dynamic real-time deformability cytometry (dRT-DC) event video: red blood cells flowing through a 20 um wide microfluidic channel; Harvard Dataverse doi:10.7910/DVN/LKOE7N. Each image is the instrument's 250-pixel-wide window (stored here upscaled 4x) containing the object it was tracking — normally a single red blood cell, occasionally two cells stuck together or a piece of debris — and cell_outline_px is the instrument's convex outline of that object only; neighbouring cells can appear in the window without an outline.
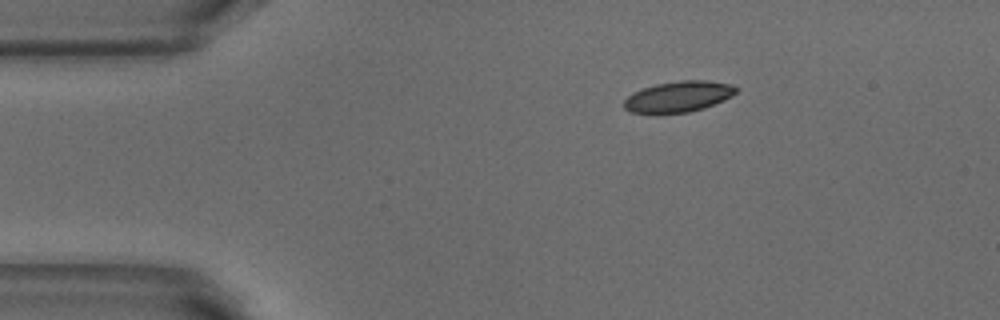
{"species": "common noctule bat (a hibernating species)", "species_latin": "Nyctalus noctula", "temperature_condition": "warm", "stored_images_in_passage": 22, "camera_frame_rate_fps": 3000, "um_per_image_px": 0.085, "animal": {"sex": "male", "body_mass_g": 18.8}, "frame": {"image": 1, "passage_image": 1, "time_ms": 0.0, "image_size_px": [1000, 320], "cell_outline_px": [[736, 92], [732, 96], [724, 100], [704, 108], [688, 112], [656, 116], [652, 116], [632, 112], [624, 108], [624, 100], [632, 92], [656, 84], [680, 80], [708, 80], [732, 84], [736, 88]], "centroid_in_image_um": [57.62, 8.25], "position_along_channel_um": 27.4, "area_um2": 20.75}}
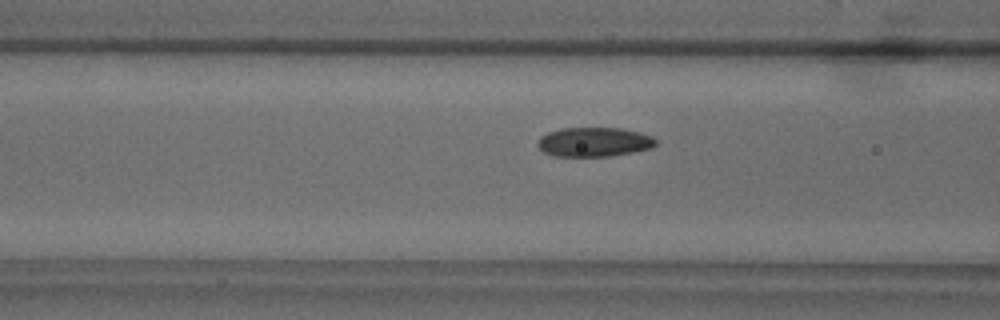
{"frame": {"image": 2, "passage_image": 12, "time_ms": 3.667, "image_size_px": [1000, 320], "cell_outline_px": [[656, 144], [652, 148], [632, 152], [608, 156], [552, 156], [544, 152], [536, 144], [540, 136], [548, 132], [560, 128], [620, 128], [640, 132], [652, 136], [656, 140]], "centroid_in_image_um": [50.48, 12.06], "position_along_channel_um": 116.1, "area_um2": 20.23}}
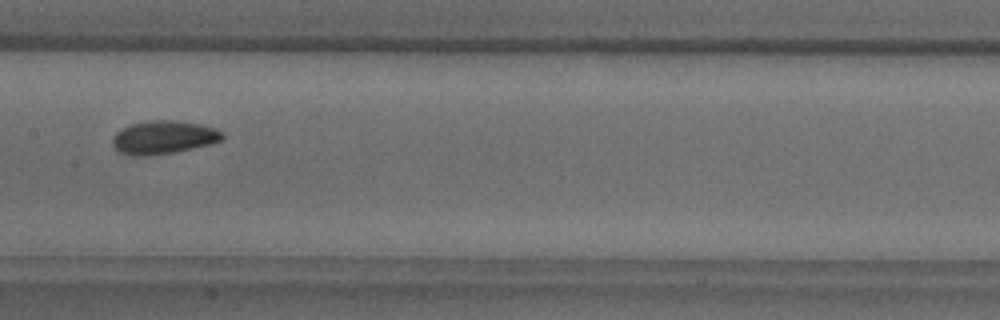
{"frame": {"image": 3, "passage_image": 18, "time_ms": 5.667, "image_size_px": [1000, 320], "cell_outline_px": [[224, 136], [220, 140], [212, 144], [172, 152], [148, 156], [132, 156], [120, 152], [112, 144], [112, 140], [116, 132], [132, 124], [152, 120], [172, 120], [196, 124], [216, 128], [224, 132]], "centroid_in_image_um": [13.91, 11.68], "position_along_channel_um": 193.5, "area_um2": 21.04}}